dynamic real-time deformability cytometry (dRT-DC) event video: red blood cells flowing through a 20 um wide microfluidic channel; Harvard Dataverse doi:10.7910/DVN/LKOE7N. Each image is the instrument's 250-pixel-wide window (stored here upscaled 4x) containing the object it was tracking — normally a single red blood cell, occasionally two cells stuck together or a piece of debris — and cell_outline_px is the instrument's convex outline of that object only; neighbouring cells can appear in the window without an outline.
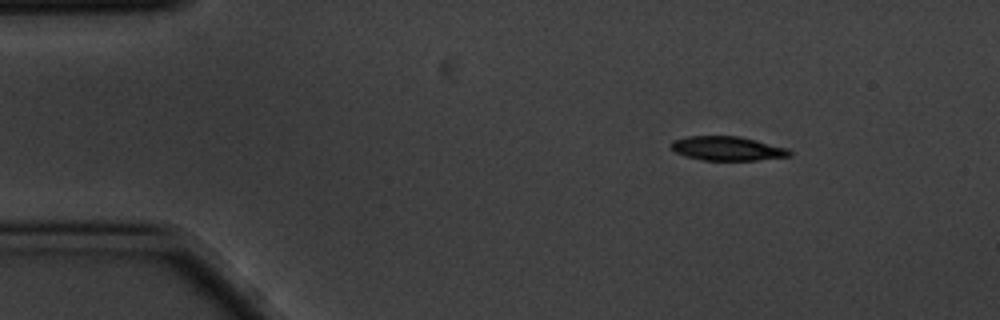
{"species": "common noctule bat (a hibernating species)", "species_latin": "Nyctalus noctula", "temperature_condition": "cold", "stored_images_in_passage": 8, "camera_frame_rate_fps": 3000, "um_per_image_px": 0.085, "animal": {"sex": "male", "body_mass_g": 20.1, "forearm_length_mm": 53.5}, "frame": {"image": 1, "passage_image": 1, "time_ms": 0.0, "image_size_px": [1000, 320], "cell_outline_px": [[792, 156], [756, 160], [704, 160], [688, 156], [676, 152], [668, 144], [672, 140], [688, 136], [740, 136], [788, 148], [792, 152]], "centroid_in_image_um": [61.84, 12.61], "position_along_channel_um": 23.2, "area_um2": 16.65}}
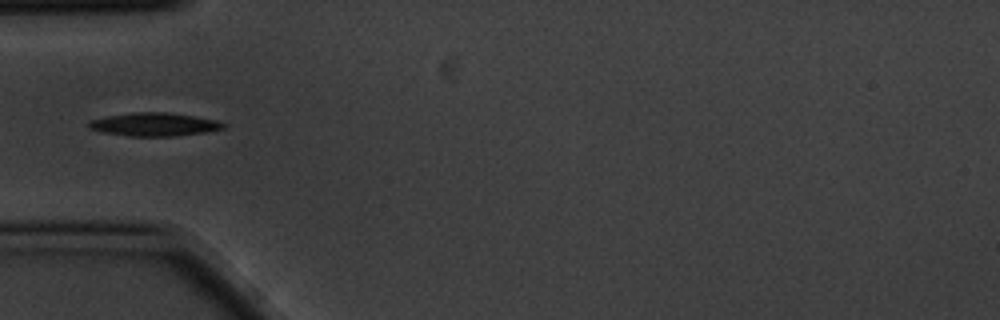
{"frame": {"image": 2, "passage_image": 4, "time_ms": 1.0, "image_size_px": [1000, 320], "cell_outline_px": [[228, 124], [224, 128], [204, 132], [176, 136], [128, 136], [100, 132], [88, 128], [88, 124], [92, 120], [108, 116], [132, 112], [168, 112], [216, 120]], "centroid_in_image_um": [13.1, 10.58], "position_along_channel_um": 71.9, "area_um2": 18.21}}